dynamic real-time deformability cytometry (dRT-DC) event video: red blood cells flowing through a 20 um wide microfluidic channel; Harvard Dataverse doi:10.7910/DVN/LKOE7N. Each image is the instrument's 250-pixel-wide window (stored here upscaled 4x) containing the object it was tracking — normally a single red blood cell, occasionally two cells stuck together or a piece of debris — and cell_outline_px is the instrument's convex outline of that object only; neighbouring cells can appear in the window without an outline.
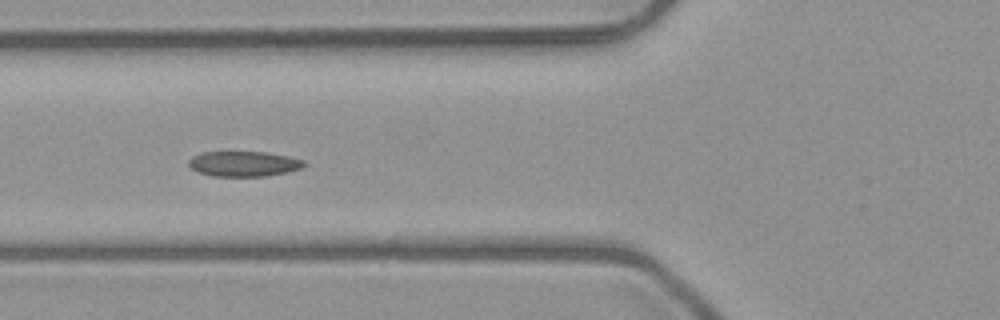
{"species": "common noctule bat (a hibernating species)", "species_latin": "Nyctalus noctula", "temperature_condition": "room temperature", "stored_images_in_passage": 6, "camera_frame_rate_fps": 3000, "um_per_image_px": 0.085, "animal": {"sex": "male", "body_mass_g": 23.1, "forearm_length_mm": 52.7}, "frame": {"image": 1, "passage_image": 4, "time_ms": 3.333, "image_size_px": [1000, 320], "cell_outline_px": [[304, 164], [300, 168], [284, 172], [264, 176], [212, 176], [200, 172], [192, 168], [188, 164], [188, 160], [192, 156], [200, 152], [264, 152], [288, 156], [304, 160]], "centroid_in_image_um": [20.66, 13.91], "position_along_channel_um": 105.1, "area_um2": 16.7}}
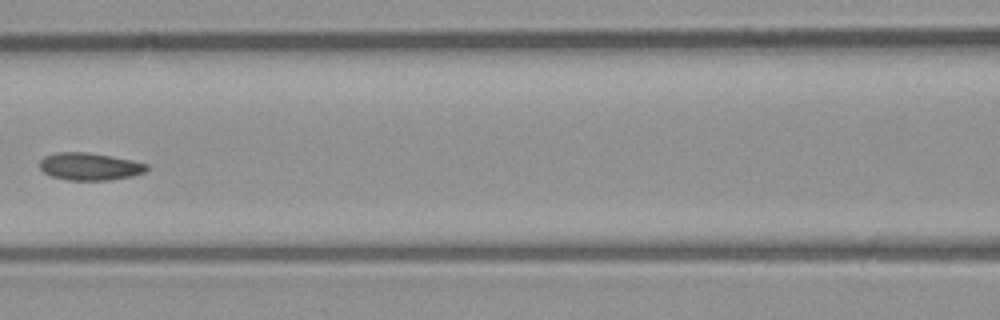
{"frame": {"image": 2, "passage_image": 5, "time_ms": 4.667, "image_size_px": [1000, 320], "cell_outline_px": [[148, 168], [144, 172], [132, 176], [112, 180], [68, 180], [52, 176], [44, 172], [40, 168], [40, 160], [44, 156], [56, 152], [88, 152], [112, 156], [132, 160], [148, 164]], "centroid_in_image_um": [7.63, 14.14], "position_along_channel_um": 159.0, "area_um2": 17.17}}
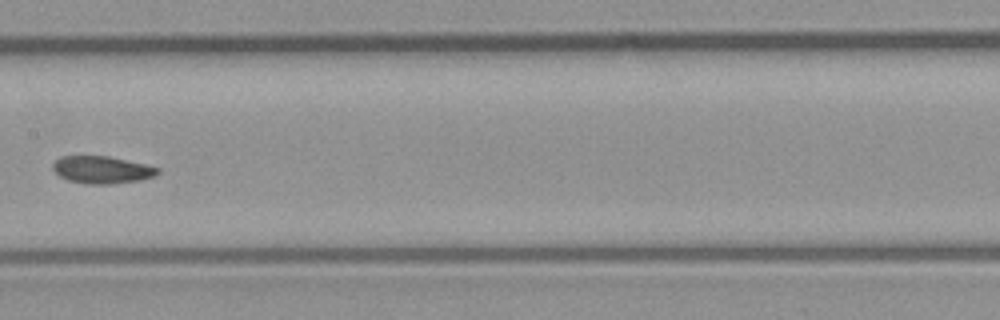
{"frame": {"image": 3, "passage_image": 6, "time_ms": 5.667, "image_size_px": [1000, 320], "cell_outline_px": [[160, 172], [156, 176], [140, 180], [112, 184], [88, 184], [68, 180], [60, 176], [52, 168], [52, 164], [60, 156], [108, 156], [144, 164], [160, 168]], "centroid_in_image_um": [8.68, 14.43], "position_along_channel_um": 198.7, "area_um2": 16.7}}